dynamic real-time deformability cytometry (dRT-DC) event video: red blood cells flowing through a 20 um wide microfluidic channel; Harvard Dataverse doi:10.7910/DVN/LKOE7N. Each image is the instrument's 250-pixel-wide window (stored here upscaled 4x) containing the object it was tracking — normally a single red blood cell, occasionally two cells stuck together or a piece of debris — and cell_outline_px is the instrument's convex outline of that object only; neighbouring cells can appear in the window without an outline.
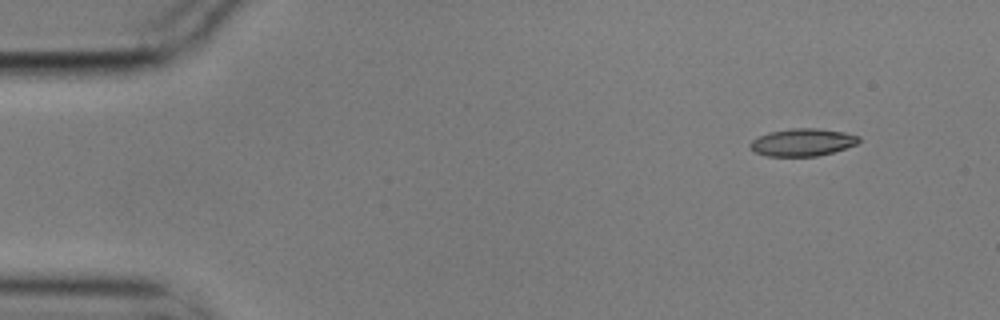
{"species": "common noctule bat (a hibernating species)", "species_latin": "Nyctalus noctula", "temperature_condition": "cold", "stored_images_in_passage": 4, "camera_frame_rate_fps": 3000, "um_per_image_px": 0.085, "animal": {"sex": "male", "body_mass_g": 17.9}, "frame": {"image": 1, "passage_image": 1, "time_ms": 0.0, "image_size_px": [1000, 320], "cell_outline_px": [[860, 140], [856, 144], [832, 152], [816, 156], [764, 156], [748, 148], [748, 144], [752, 140], [768, 132], [792, 128], [816, 128], [844, 132], [860, 136]], "centroid_in_image_um": [68.17, 12.09], "position_along_channel_um": 16.8, "area_um2": 17.4}}
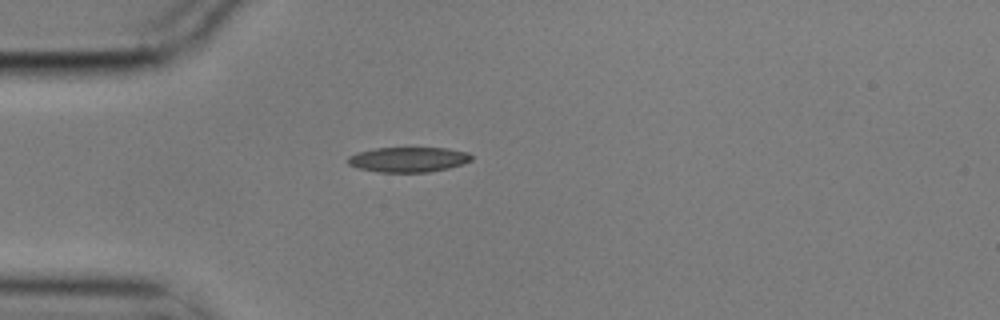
{"frame": {"image": 2, "passage_image": 4, "time_ms": 1.0, "image_size_px": [1000, 320], "cell_outline_px": [[472, 160], [448, 168], [428, 172], [380, 172], [356, 168], [348, 164], [348, 156], [356, 152], [376, 148], [448, 148], [468, 152], [472, 156]], "centroid_in_image_um": [34.68, 13.55], "position_along_channel_um": 50.3, "area_um2": 18.03}}